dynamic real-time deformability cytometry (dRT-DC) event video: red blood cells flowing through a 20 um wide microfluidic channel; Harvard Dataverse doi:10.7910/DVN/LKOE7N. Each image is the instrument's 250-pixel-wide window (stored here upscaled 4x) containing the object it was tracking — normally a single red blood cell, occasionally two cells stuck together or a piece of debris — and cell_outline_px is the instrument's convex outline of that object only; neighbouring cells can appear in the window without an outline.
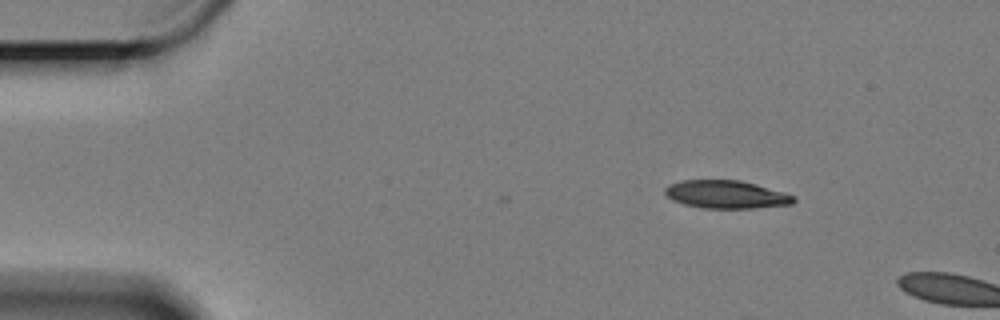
{"species": "Egyptian fruit bat (a non-hibernating species)", "species_latin": "Rousettus aegyptiacus", "temperature_condition": "cold", "stored_images_in_passage": 4, "camera_frame_rate_fps": 3000, "um_per_image_px": 0.085, "animal": {"sex": "female"}, "frame": {"image": 1, "passage_image": 1, "time_ms": 0.0, "image_size_px": [1000, 320], "cell_outline_px": [[796, 200], [792, 204], [756, 208], [704, 208], [684, 204], [672, 200], [664, 192], [664, 188], [668, 184], [680, 180], [740, 180], [756, 184], [784, 192], [796, 196]], "centroid_in_image_um": [61.73, 16.52], "position_along_channel_um": 23.3, "area_um2": 21.1}}